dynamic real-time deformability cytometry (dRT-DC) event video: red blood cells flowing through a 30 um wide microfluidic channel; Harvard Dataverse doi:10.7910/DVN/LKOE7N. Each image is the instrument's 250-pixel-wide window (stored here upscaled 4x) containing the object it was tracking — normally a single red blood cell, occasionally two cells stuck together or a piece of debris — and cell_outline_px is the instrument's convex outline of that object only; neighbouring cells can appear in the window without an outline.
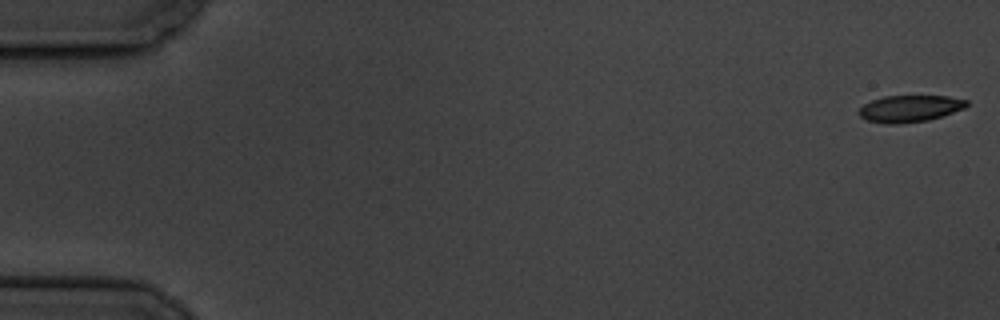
{"species": "common noctule bat (a hibernating species)", "species_latin": "Nyctalus noctula", "temperature_condition": "cold", "stored_images_in_passage": 10, "camera_frame_rate_fps": 3000, "um_per_image_px": 0.085, "animal": {"sex": "male", "body_mass_g": 19.5, "forearm_length_mm": 54.6}, "frame": {"image": 1, "passage_image": 1, "time_ms": 0.0, "image_size_px": [1000, 320], "cell_outline_px": [[968, 104], [964, 108], [928, 120], [904, 124], [884, 124], [868, 120], [860, 116], [856, 112], [864, 104], [872, 100], [884, 96], [948, 96], [968, 100]], "centroid_in_image_um": [77.3, 9.23], "position_along_channel_um": 7.7, "area_um2": 16.82}}